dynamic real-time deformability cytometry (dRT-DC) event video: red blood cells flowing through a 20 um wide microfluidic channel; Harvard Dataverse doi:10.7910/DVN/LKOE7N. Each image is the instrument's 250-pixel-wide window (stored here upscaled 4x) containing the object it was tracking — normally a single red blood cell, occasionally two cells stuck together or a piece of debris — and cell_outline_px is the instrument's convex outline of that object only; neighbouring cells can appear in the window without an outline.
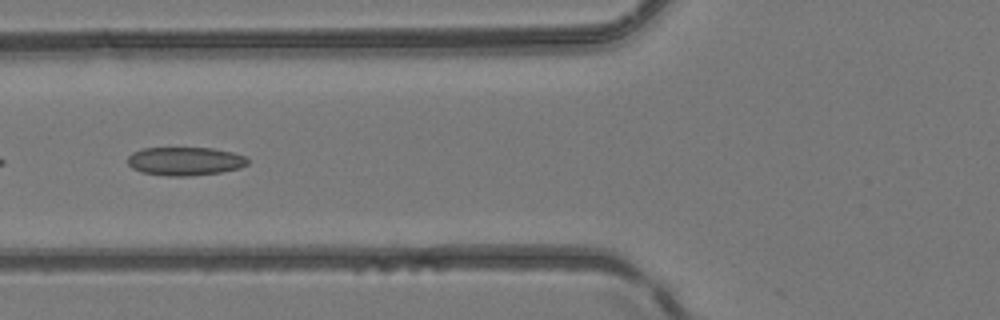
{"species": "common noctule bat (a hibernating species)", "species_latin": "Nyctalus noctula", "temperature_condition": "room temperature", "stored_images_in_passage": 50, "camera_frame_rate_fps": 3000, "um_per_image_px": 0.085, "animal": {"sex": "female", "body_mass_g": 24.6, "forearm_length_mm": 56.2}, "frame": {"image": 1, "passage_image": 20, "time_ms": 6.333, "image_size_px": [1000, 320], "cell_outline_px": [[248, 164], [240, 168], [220, 172], [192, 176], [168, 176], [140, 172], [132, 168], [128, 164], [128, 156], [132, 152], [144, 148], [212, 148], [232, 152], [244, 156], [248, 160]], "centroid_in_image_um": [15.71, 13.71], "position_along_channel_um": 110.1, "area_um2": 19.94}}
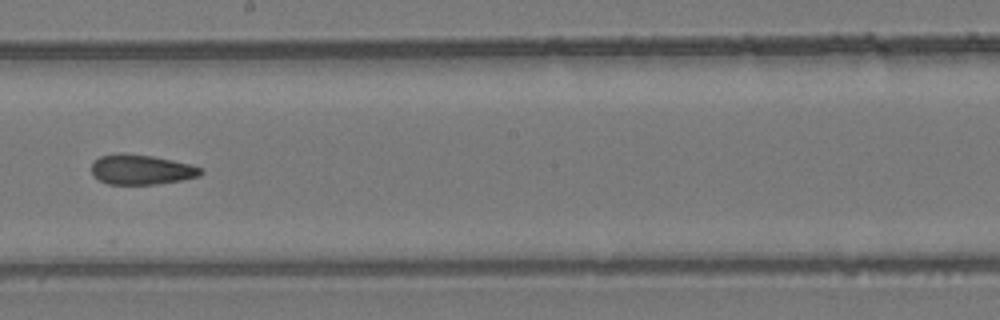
{"frame": {"image": 2, "passage_image": 29, "time_ms": 9.333, "image_size_px": [1000, 320], "cell_outline_px": [[204, 172], [200, 176], [180, 180], [156, 184], [108, 184], [100, 180], [92, 172], [92, 164], [100, 156], [120, 152], [152, 156], [192, 164], [204, 168]], "centroid_in_image_um": [12.06, 14.4], "position_along_channel_um": 236.1, "area_um2": 19.07}}
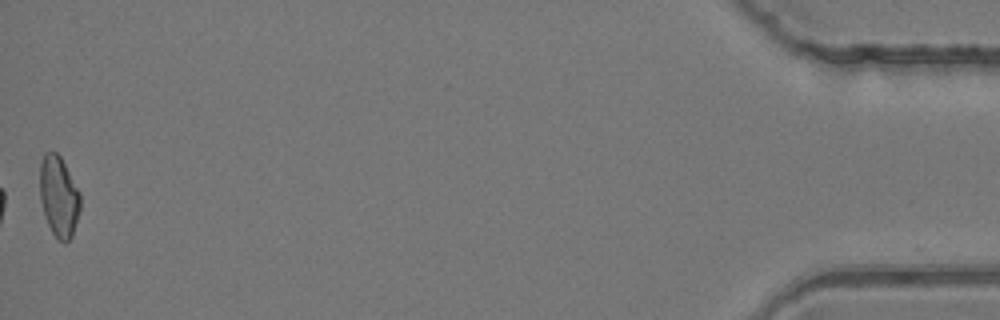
{"frame": {"image": 3, "passage_image": 50, "time_ms": 16.333, "image_size_px": [1000, 320], "cell_outline_px": [[80, 208], [72, 236], [64, 244], [52, 232], [44, 216], [40, 200], [40, 164], [44, 152], [56, 152], [60, 156], [80, 192]], "centroid_in_image_um": [4.99, 16.69], "position_along_channel_um": 430.2, "area_um2": 18.96}, "authors_computed_cell_mechanics": {"area_um2": 19.6809, "velocity_mm_per_s": 4.1896, "shape_relaxation_time_tau1_ms": null, "shape_relaxation_time_tau2_ms": 3.4125, "deformation_change_tau1": null, "deformation_change_tau2": 0.118}}